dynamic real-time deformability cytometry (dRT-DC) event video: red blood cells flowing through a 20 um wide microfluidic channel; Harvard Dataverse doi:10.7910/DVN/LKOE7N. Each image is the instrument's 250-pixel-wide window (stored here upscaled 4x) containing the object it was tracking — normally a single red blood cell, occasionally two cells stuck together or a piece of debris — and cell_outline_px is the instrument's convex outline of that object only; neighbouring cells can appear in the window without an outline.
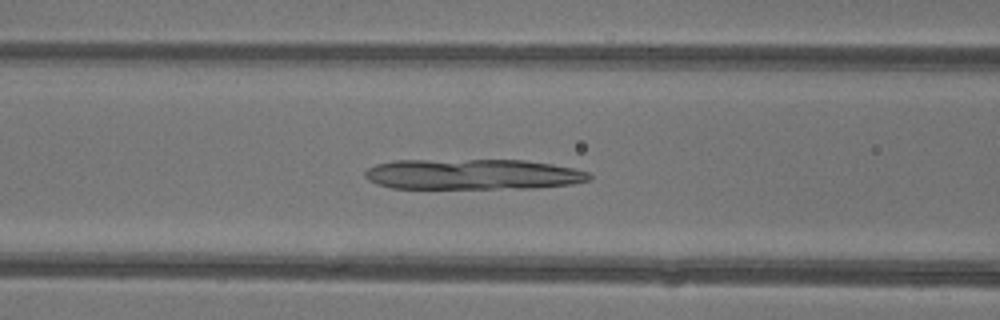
{"species": "common noctule bat (a hibernating species)", "species_latin": "Nyctalus noctula", "temperature_condition": "warm", "stored_images_in_passage": 45, "camera_frame_rate_fps": 3000, "um_per_image_px": 0.085, "animal": {"sex": "female"}, "frame": {"image": 1, "passage_image": 18, "time_ms": 5.667, "image_size_px": [1000, 320], "cell_outline_px": [[592, 176], [588, 180], [572, 184], [536, 188], [392, 188], [376, 184], [368, 180], [364, 176], [364, 172], [368, 168], [376, 164], [396, 160], [524, 160], [552, 164], [572, 168], [588, 172]], "centroid_in_image_um": [40.16, 14.81], "position_along_channel_um": 126.4, "area_um2": 40.0}}
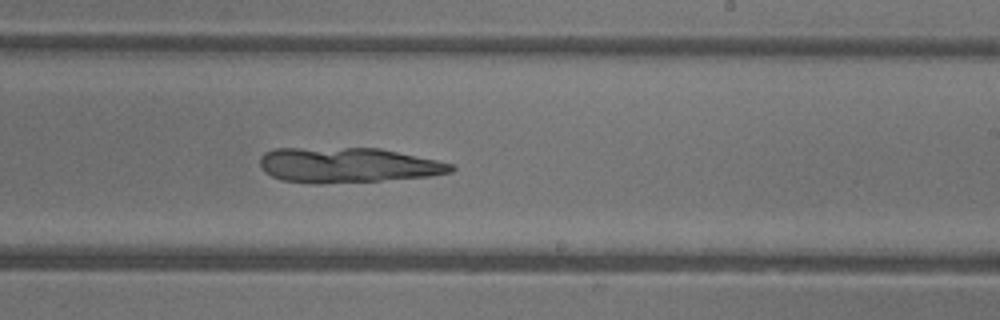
{"frame": {"image": 2, "passage_image": 27, "time_ms": 8.667, "image_size_px": [1000, 320], "cell_outline_px": [[456, 168], [452, 172], [432, 176], [380, 180], [320, 184], [308, 184], [280, 180], [264, 172], [260, 168], [260, 156], [264, 152], [272, 148], [380, 148], [436, 160], [452, 164]], "centroid_in_image_um": [29.49, 14.04], "position_along_channel_um": 259.5, "area_um2": 39.42}}
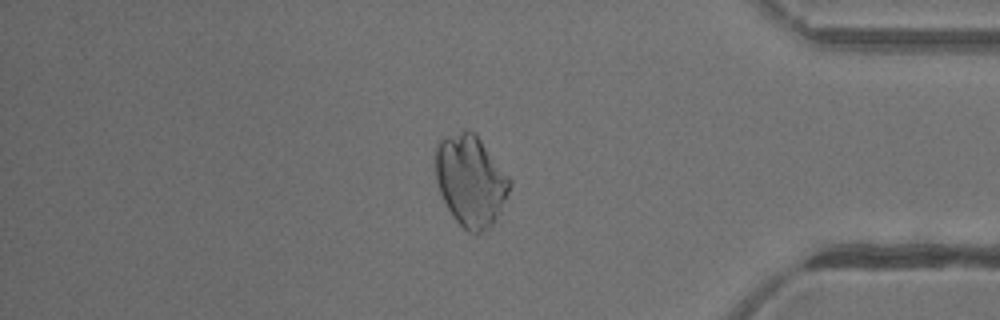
{"frame": {"image": 3, "passage_image": 38, "time_ms": 12.333, "image_size_px": [1000, 320], "cell_outline_px": [[512, 184], [492, 224], [480, 232], [468, 232], [452, 216], [440, 192], [436, 180], [436, 144], [444, 136], [460, 132], [472, 132], [480, 140], [512, 180]], "centroid_in_image_um": [39.98, 15.35], "position_along_channel_um": 395.2, "area_um2": 38.44}}